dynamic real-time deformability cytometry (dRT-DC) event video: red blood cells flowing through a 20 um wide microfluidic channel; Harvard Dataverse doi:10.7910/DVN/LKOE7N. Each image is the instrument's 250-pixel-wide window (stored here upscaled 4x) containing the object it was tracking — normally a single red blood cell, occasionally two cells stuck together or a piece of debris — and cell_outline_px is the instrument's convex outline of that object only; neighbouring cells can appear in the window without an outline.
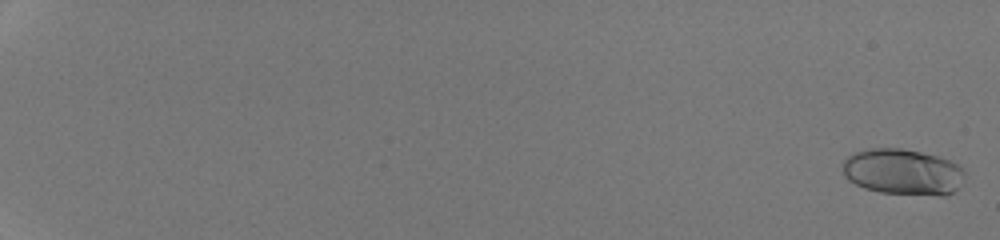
{"species": "human", "species_latin": "Homo sapiens", "temperature_condition": "room temperature", "stored_images_in_passage": 54, "camera_frame_rate_fps": 3000, "um_per_image_px": 0.085, "donor": {"sex": "male"}, "frame": {"image": 1, "passage_image": 2, "time_ms": 0.333, "image_size_px": [1000, 240], "cell_outline_px": [[964, 176], [956, 188], [952, 192], [944, 196], [940, 196], [880, 192], [864, 188], [848, 180], [844, 176], [844, 160], [848, 156], [856, 152], [872, 148], [900, 148], [940, 156], [956, 164], [964, 172]], "centroid_in_image_um": [76.72, 14.61], "position_along_channel_um": 8.3, "area_um2": 32.48}}
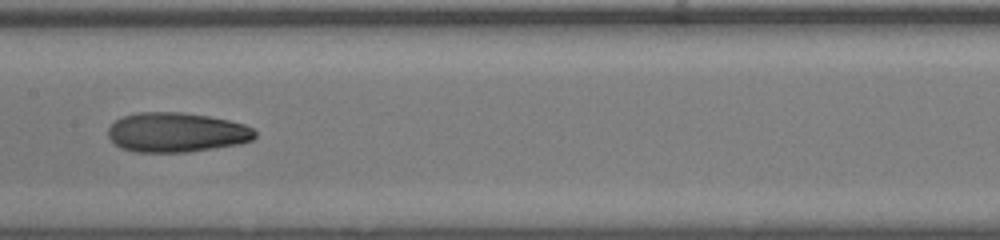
{"frame": {"image": 2, "passage_image": 33, "time_ms": 10.667, "image_size_px": [1000, 240], "cell_outline_px": [[256, 136], [252, 140], [240, 144], [188, 152], [136, 152], [120, 148], [108, 136], [108, 128], [116, 120], [124, 116], [136, 112], [180, 112], [208, 116], [228, 120], [244, 124], [252, 128], [256, 132]], "centroid_in_image_um": [15.0, 11.25], "position_along_channel_um": 192.4, "area_um2": 33.93}}
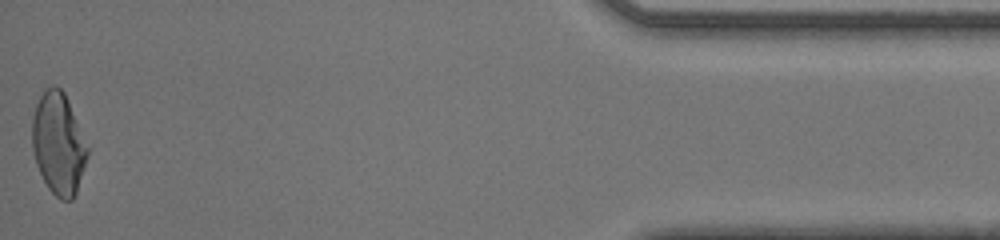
{"frame": {"image": 3, "passage_image": 54, "time_ms": 17.667, "image_size_px": [1000, 240], "cell_outline_px": [[88, 156], [76, 192], [72, 200], [60, 200], [48, 188], [36, 164], [32, 148], [32, 120], [36, 104], [44, 88], [52, 84], [56, 84], [64, 92], [68, 100], [88, 148]], "centroid_in_image_um": [4.95, 12.18], "position_along_channel_um": 430.3, "area_um2": 32.71}, "authors_computed_cell_mechanics": {"area_um2": 32.6281, "velocity_mm_per_s": 4.3125, "shape_relaxation_time_tau1_ms": 11.2055, "shape_relaxation_time_tau2_ms": 1.5017, "deformation_change_tau1": 0.3309, "deformation_change_tau2": 0.0821}}